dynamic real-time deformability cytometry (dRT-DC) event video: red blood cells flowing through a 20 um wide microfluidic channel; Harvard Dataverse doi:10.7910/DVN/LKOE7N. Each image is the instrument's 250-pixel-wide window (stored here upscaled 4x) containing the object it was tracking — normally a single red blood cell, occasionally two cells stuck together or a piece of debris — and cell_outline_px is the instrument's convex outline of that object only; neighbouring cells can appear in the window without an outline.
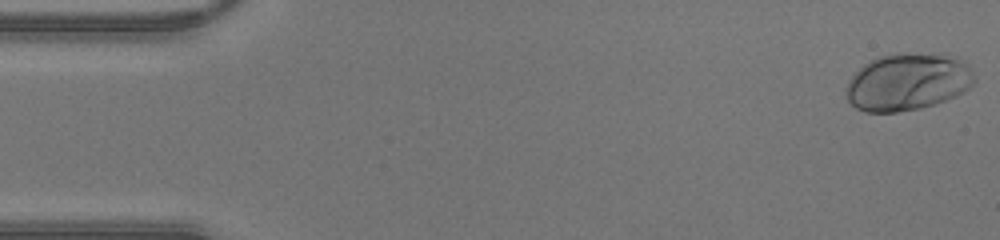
{"species": "human", "species_latin": "Homo sapiens", "temperature_condition": "warm", "stored_images_in_passage": 45, "camera_frame_rate_fps": 3000, "um_per_image_px": 0.085, "donor": {"sex": "male"}, "frame": {"image": 1, "passage_image": 1, "time_ms": 0.0, "image_size_px": [1000, 240], "cell_outline_px": [[976, 80], [964, 92], [956, 96], [936, 104], [920, 108], [896, 112], [864, 112], [856, 108], [848, 100], [844, 92], [848, 80], [868, 60], [880, 56], [900, 52], [948, 52], [968, 64]], "centroid_in_image_um": [77.17, 6.93], "position_along_channel_um": 7.8, "area_um2": 43.7}}
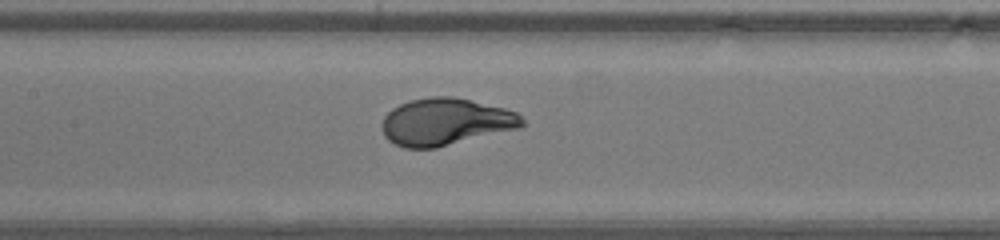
{"frame": {"image": 2, "passage_image": 21, "time_ms": 6.667, "image_size_px": [1000, 240], "cell_outline_px": [[524, 124], [520, 128], [436, 148], [404, 148], [388, 140], [384, 136], [384, 116], [392, 108], [400, 104], [412, 100], [432, 96], [452, 96], [504, 108], [516, 112], [524, 120]], "centroid_in_image_um": [37.89, 10.36], "position_along_channel_um": 169.5, "area_um2": 38.21}}
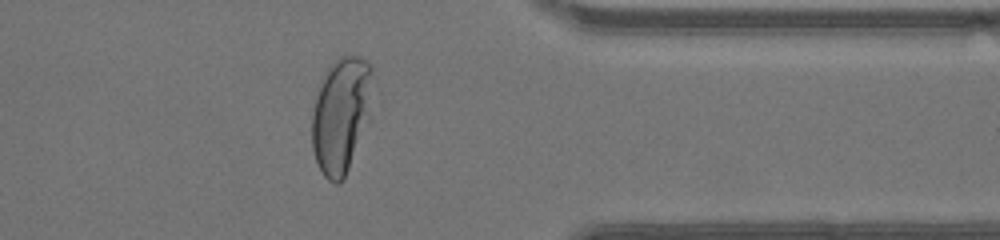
{"frame": {"image": 3, "passage_image": 36, "time_ms": 11.667, "image_size_px": [1000, 240], "cell_outline_px": [[372, 72], [364, 112], [348, 168], [340, 184], [336, 184], [328, 180], [324, 176], [316, 160], [312, 148], [312, 112], [320, 80], [328, 68], [340, 56], [360, 56], [372, 64]], "centroid_in_image_um": [28.86, 9.71], "position_along_channel_um": 382.5, "area_um2": 38.32}}